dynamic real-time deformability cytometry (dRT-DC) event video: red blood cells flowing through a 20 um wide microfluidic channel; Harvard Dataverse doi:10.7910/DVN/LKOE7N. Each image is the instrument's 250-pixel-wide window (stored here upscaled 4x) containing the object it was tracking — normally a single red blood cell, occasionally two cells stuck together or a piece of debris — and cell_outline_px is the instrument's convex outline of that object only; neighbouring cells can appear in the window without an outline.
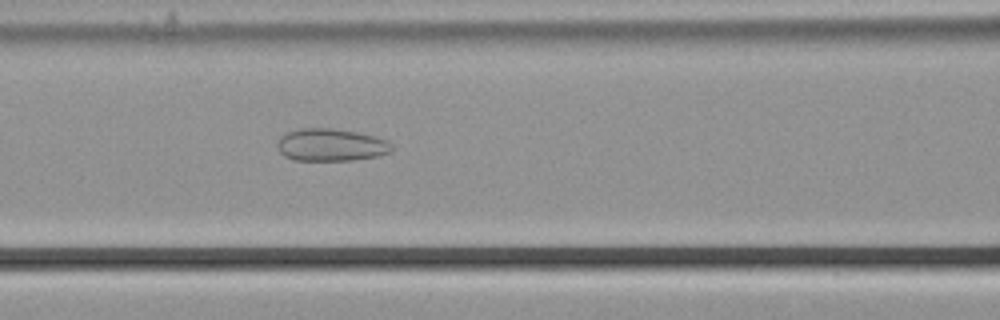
{"species": "common noctule bat (a hibernating species)", "species_latin": "Nyctalus noctula", "temperature_condition": "cold", "stored_images_in_passage": 40, "camera_frame_rate_fps": 3000, "um_per_image_px": 0.085, "animal": {"sex": "male", "body_mass_g": 21.5, "forearm_length_mm": 52.0}, "frame": {"image": 1, "passage_image": 9, "time_ms": 2.667, "image_size_px": [1000, 320], "cell_outline_px": [[392, 152], [380, 156], [352, 160], [292, 160], [284, 156], [280, 152], [276, 144], [280, 136], [288, 132], [300, 128], [332, 128], [356, 132], [388, 140], [392, 144]], "centroid_in_image_um": [28.13, 12.32], "position_along_channel_um": 138.5, "area_um2": 21.79}}
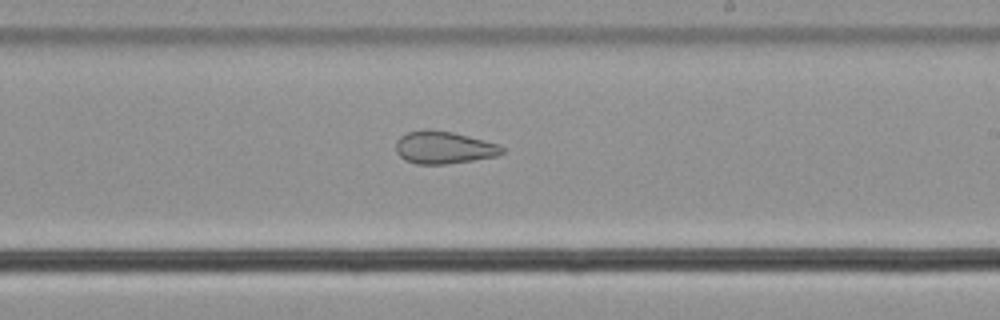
{"frame": {"image": 2, "passage_image": 18, "time_ms": 5.667, "image_size_px": [1000, 320], "cell_outline_px": [[504, 152], [496, 156], [472, 160], [444, 164], [416, 164], [404, 160], [396, 152], [396, 140], [400, 136], [408, 132], [424, 128], [428, 128], [452, 132], [500, 144], [504, 148]], "centroid_in_image_um": [37.69, 12.52], "position_along_channel_um": 251.3, "area_um2": 20.23}}
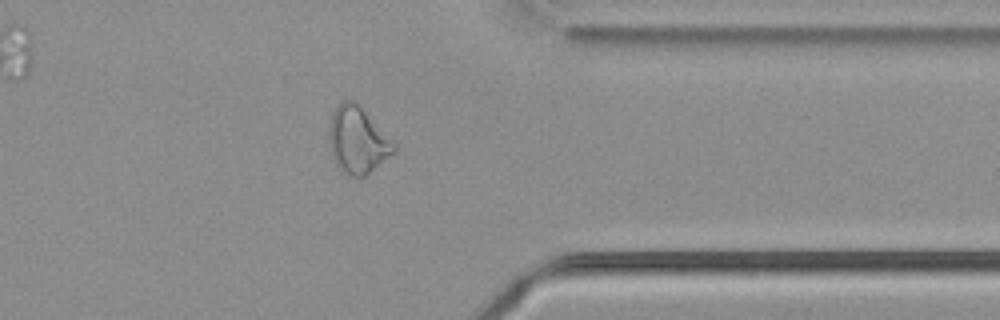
{"frame": {"image": 3, "passage_image": 29, "time_ms": 9.333, "image_size_px": [1000, 320], "cell_outline_px": [[396, 152], [364, 176], [352, 176], [340, 172], [332, 156], [328, 140], [328, 128], [332, 112], [340, 100], [356, 100], [360, 104], [396, 144]], "centroid_in_image_um": [30.37, 11.88], "position_along_channel_um": 381.0, "area_um2": 25.66}, "authors_computed_cell_mechanics": {"area_um2": 23.2067, "velocity_mm_per_s": 3.7648, "shape_relaxation_time_tau1_ms": null, "shape_relaxation_time_tau2_ms": 2.846, "deformation_change_tau1": null, "deformation_change_tau2": 0.1008}}